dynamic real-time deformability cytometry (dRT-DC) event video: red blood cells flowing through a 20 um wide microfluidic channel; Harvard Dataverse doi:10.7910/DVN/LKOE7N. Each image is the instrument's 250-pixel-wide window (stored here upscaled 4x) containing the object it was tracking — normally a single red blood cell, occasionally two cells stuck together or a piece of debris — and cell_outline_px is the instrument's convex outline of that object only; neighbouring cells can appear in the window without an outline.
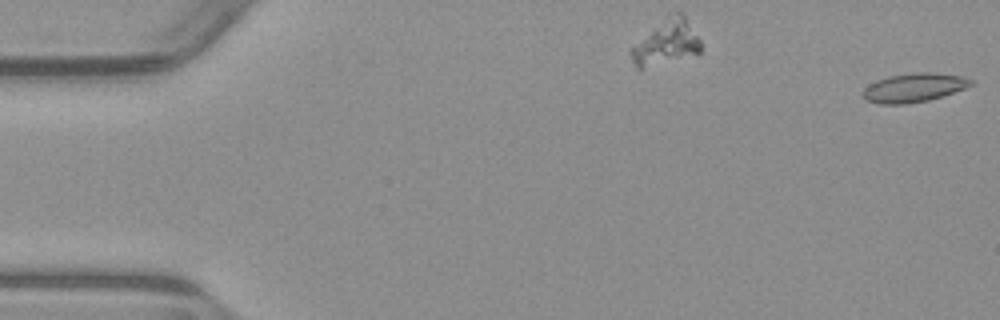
{"species": "common noctule bat (a hibernating species)", "species_latin": "Nyctalus noctula", "temperature_condition": "warm", "stored_images_in_passage": 40, "camera_frame_rate_fps": 3000, "um_per_image_px": 0.085, "animal": {"sex": "male", "body_mass_g": 23.1, "forearm_length_mm": 52.7}, "frame": {"image": 1, "passage_image": 1, "time_ms": 0.0, "image_size_px": [1000, 320], "cell_outline_px": [[976, 80], [972, 84], [964, 88], [928, 100], [908, 104], [880, 104], [864, 100], [860, 96], [864, 88], [868, 84], [876, 80], [888, 76], [916, 72], [932, 72], [964, 76]], "centroid_in_image_um": [77.63, 7.44], "position_along_channel_um": 7.4, "area_um2": 18.38}}
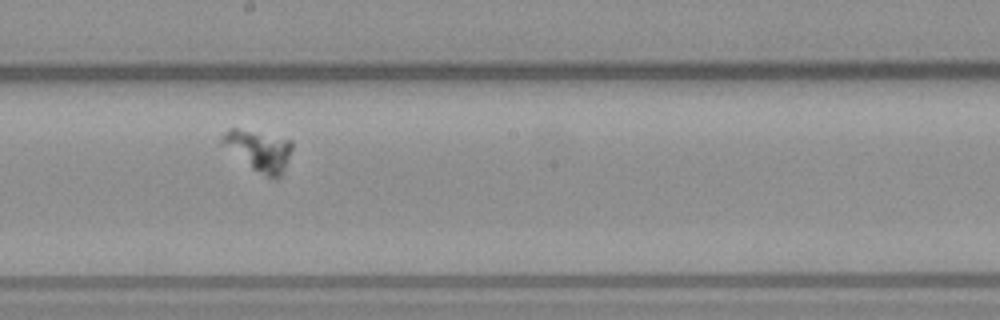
{"frame": {"image": 2, "passage_image": 22, "time_ms": 7.0, "image_size_px": [1000, 320], "cell_outline_px": [[292, 148], [280, 176], [268, 176], [252, 168], [220, 144], [220, 136], [228, 128], [236, 128], [292, 140]], "centroid_in_image_um": [21.94, 12.74], "position_along_channel_um": 226.3, "area_um2": 16.01}}
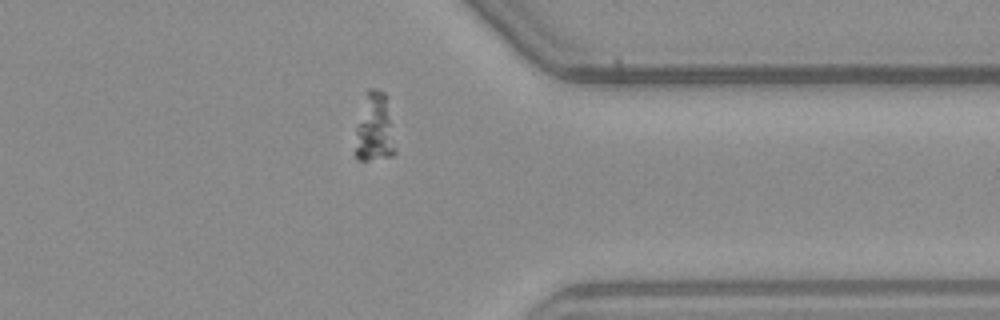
{"frame": {"image": 3, "passage_image": 35, "time_ms": 11.333, "image_size_px": [1000, 320], "cell_outline_px": [[396, 152], [392, 156], [368, 160], [356, 160], [352, 152], [356, 128], [364, 92], [368, 88], [376, 88], [384, 92]], "centroid_in_image_um": [31.75, 10.91], "position_along_channel_um": 379.7, "area_um2": 16.36}}